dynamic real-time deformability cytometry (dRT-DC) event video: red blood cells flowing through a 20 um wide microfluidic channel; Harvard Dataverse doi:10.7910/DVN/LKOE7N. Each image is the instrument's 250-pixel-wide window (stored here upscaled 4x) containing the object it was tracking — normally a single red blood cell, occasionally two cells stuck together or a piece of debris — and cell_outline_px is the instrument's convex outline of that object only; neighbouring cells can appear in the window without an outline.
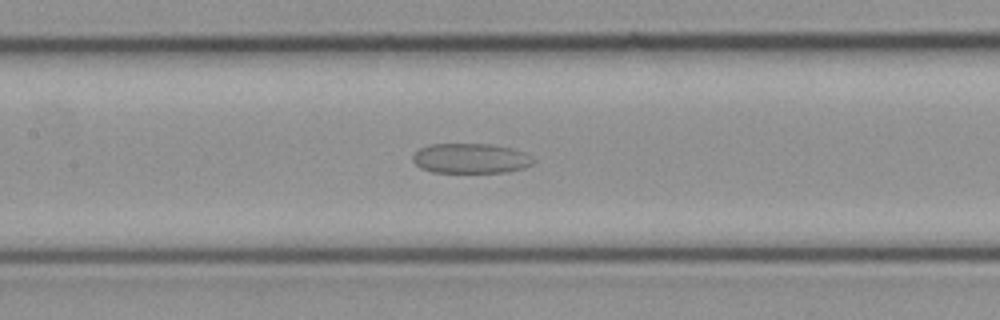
{"species": "common noctule bat (a hibernating species)", "species_latin": "Nyctalus noctula", "temperature_condition": "cold", "stored_images_in_passage": 14, "camera_frame_rate_fps": 3000, "um_per_image_px": 0.085, "animal": {"sex": "female", "body_mass_g": 21.9}, "frame": {"image": 1, "passage_image": 12, "time_ms": 3.667, "image_size_px": [1000, 320], "cell_outline_px": [[536, 160], [532, 164], [524, 168], [508, 172], [432, 172], [420, 168], [412, 160], [412, 156], [420, 148], [428, 144], [492, 144], [512, 148], [524, 152]], "centroid_in_image_um": [40.01, 13.46], "position_along_channel_um": 167.4, "area_um2": 21.15}}
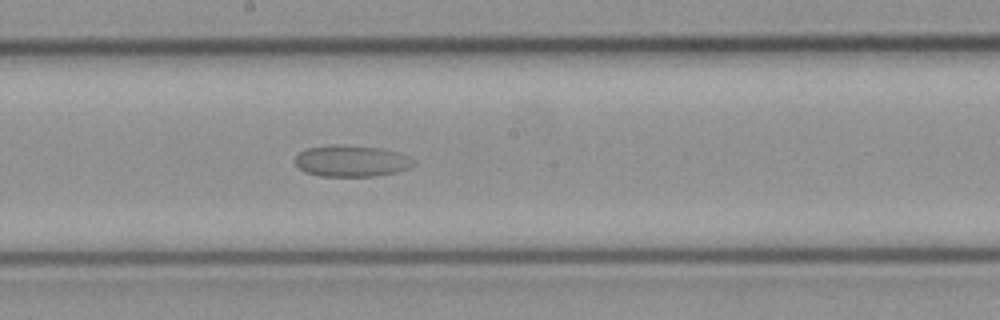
{"frame": {"image": 2, "passage_image": 14, "time_ms": 4.333, "image_size_px": [1000, 320], "cell_outline_px": [[416, 164], [408, 168], [396, 172], [372, 176], [320, 176], [304, 172], [292, 160], [300, 152], [308, 148], [332, 144], [336, 144], [380, 148], [396, 152], [408, 156], [416, 160]], "centroid_in_image_um": [29.85, 13.68], "position_along_channel_um": 218.3, "area_um2": 21.73}}